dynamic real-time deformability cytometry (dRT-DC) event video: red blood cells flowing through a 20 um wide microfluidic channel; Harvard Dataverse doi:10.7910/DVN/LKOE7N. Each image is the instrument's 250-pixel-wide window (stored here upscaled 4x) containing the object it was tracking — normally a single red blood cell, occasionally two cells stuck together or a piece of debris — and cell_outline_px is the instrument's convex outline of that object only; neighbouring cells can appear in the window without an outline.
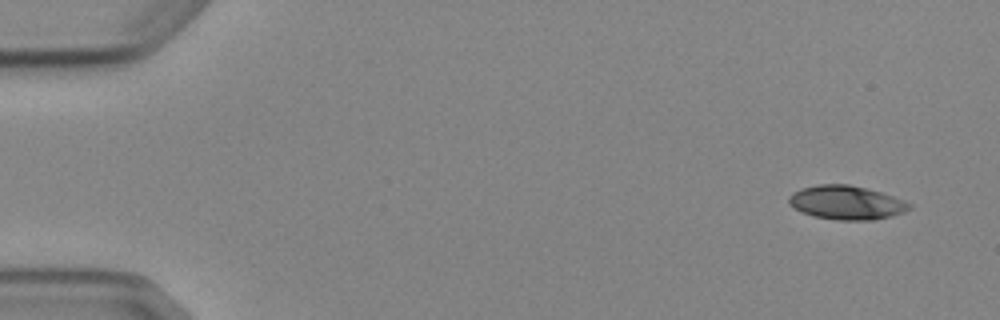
{"species": "Egyptian fruit bat (a non-hibernating species)", "species_latin": "Rousettus aegyptiacus", "temperature_condition": "cold", "stored_images_in_passage": 7, "camera_frame_rate_fps": 3000, "um_per_image_px": 0.085, "animal": {"sex": "female"}, "frame": {"image": 1, "passage_image": 1, "time_ms": 0.0, "image_size_px": [1000, 320], "cell_outline_px": [[912, 208], [904, 212], [892, 216], [872, 220], [836, 220], [812, 216], [788, 204], [788, 196], [792, 192], [800, 188], [816, 184], [848, 184], [880, 192], [904, 200], [912, 204]], "centroid_in_image_um": [71.93, 17.22], "position_along_channel_um": 13.1, "area_um2": 23.87}}
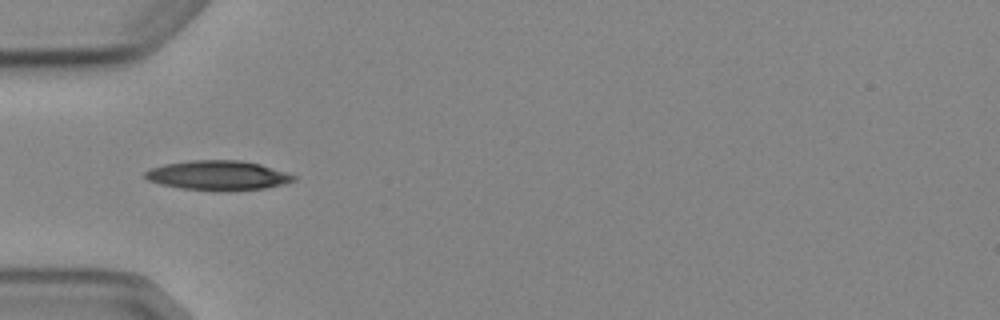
{"frame": {"image": 2, "passage_image": 5, "time_ms": 4.667, "image_size_px": [1000, 320], "cell_outline_px": [[296, 180], [284, 184], [264, 188], [224, 192], [180, 188], [160, 184], [148, 180], [144, 176], [144, 172], [148, 168], [164, 164], [188, 160], [240, 160], [260, 164], [288, 172], [296, 176]], "centroid_in_image_um": [18.52, 14.91], "position_along_channel_um": 66.5, "area_um2": 26.01}}
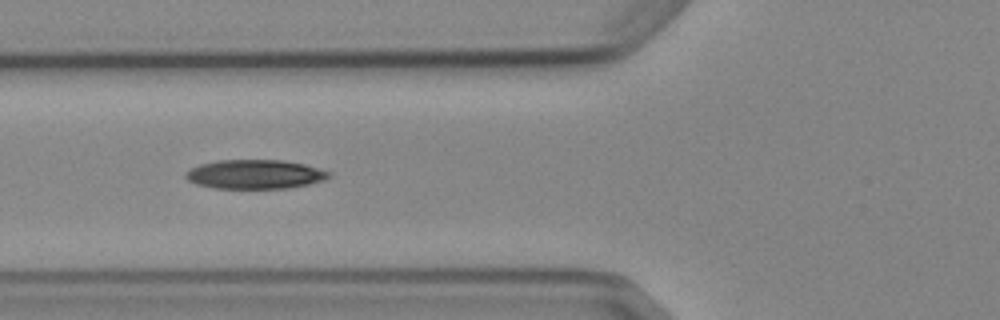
{"frame": {"image": 3, "passage_image": 6, "time_ms": 5.667, "image_size_px": [1000, 320], "cell_outline_px": [[332, 176], [324, 180], [308, 184], [288, 188], [212, 188], [196, 184], [188, 180], [184, 176], [184, 172], [200, 164], [216, 160], [280, 160], [304, 164], [332, 172]], "centroid_in_image_um": [21.66, 14.81], "position_along_channel_um": 104.1, "area_um2": 24.39}}